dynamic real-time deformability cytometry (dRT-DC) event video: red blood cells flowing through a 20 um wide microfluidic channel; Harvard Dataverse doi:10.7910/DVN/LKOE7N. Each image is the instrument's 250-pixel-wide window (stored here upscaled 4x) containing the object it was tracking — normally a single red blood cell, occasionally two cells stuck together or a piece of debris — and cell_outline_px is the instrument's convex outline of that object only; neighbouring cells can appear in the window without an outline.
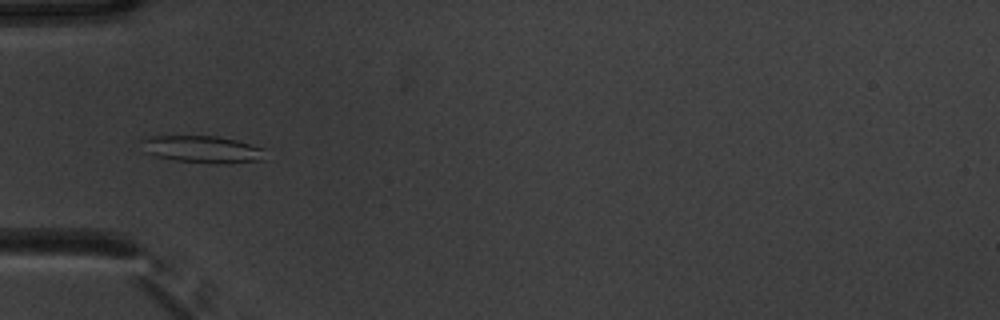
{"species": "common noctule bat (a hibernating species)", "species_latin": "Nyctalus noctula", "temperature_condition": "warm", "stored_images_in_passage": 43, "camera_frame_rate_fps": 3000, "um_per_image_px": 0.085, "animal": {"sex": "male", "body_mass_g": 20.1, "forearm_length_mm": 53.5}, "frame": {"image": 1, "passage_image": 8, "time_ms": 2.333, "image_size_px": [1000, 320], "cell_outline_px": [[268, 160], [228, 164], [212, 164], [176, 160], [156, 156], [144, 152], [140, 140], [148, 136], [216, 136], [236, 140], [264, 148]], "centroid_in_image_um": [17.26, 12.71], "position_along_channel_um": 67.7, "area_um2": 20.0}}
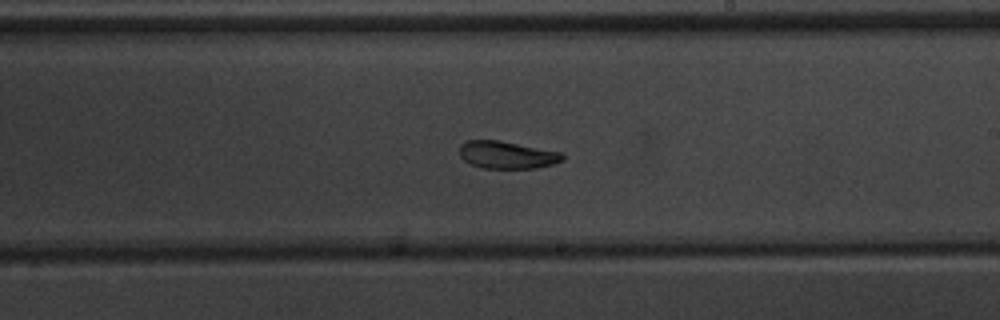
{"frame": {"image": 2, "passage_image": 22, "time_ms": 7.0, "image_size_px": [1000, 320], "cell_outline_px": [[564, 160], [552, 164], [536, 168], [484, 168], [472, 164], [464, 160], [460, 156], [460, 144], [468, 140], [500, 140], [560, 152], [564, 156]], "centroid_in_image_um": [43.09, 13.16], "position_along_channel_um": 245.9, "area_um2": 16.36}}
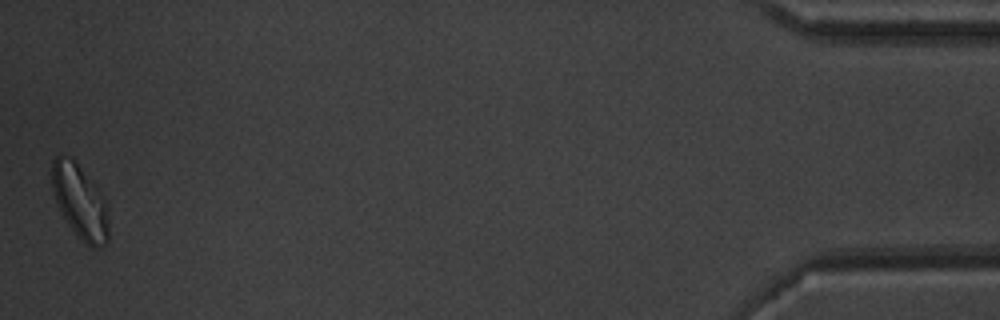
{"frame": {"image": 3, "passage_image": 43, "time_ms": 14.0, "image_size_px": [1000, 320], "cell_outline_px": [[108, 240], [100, 248], [92, 248], [84, 244], [76, 236], [68, 224], [56, 204], [52, 192], [52, 160], [60, 152], [72, 156], [108, 200]], "centroid_in_image_um": [6.8, 17.12], "position_along_channel_um": 428.4, "area_um2": 25.43}, "authors_computed_cell_mechanics": {"area_um2": 18.207, "velocity_mm_per_s": 3.8353, "shape_relaxation_time_tau1_ms": 6.3177, "shape_relaxation_time_tau2_ms": 3.935, "deformation_change_tau1": 0.1338, "deformation_change_tau2": 0.0963}}